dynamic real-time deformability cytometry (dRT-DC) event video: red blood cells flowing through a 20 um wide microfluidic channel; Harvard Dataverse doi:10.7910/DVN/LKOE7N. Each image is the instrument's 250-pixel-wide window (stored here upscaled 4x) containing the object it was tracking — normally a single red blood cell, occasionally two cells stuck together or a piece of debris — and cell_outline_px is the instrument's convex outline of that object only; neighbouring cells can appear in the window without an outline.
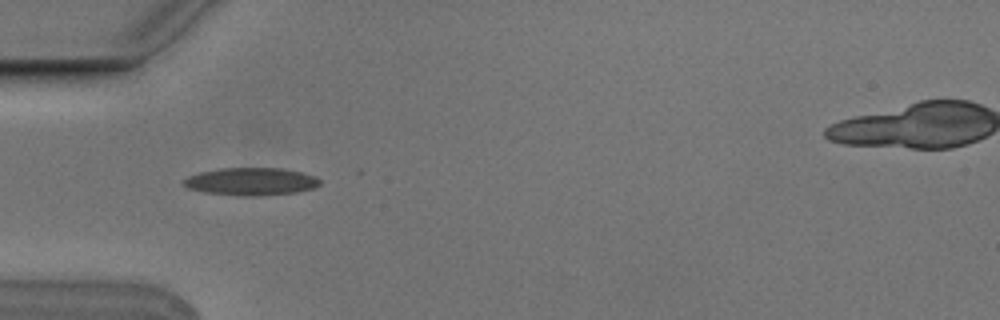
{"species": "Egyptian fruit bat (a non-hibernating species)", "species_latin": "Rousettus aegyptiacus", "temperature_condition": "cold", "stored_images_in_passage": 3, "camera_frame_rate_fps": 3000, "um_per_image_px": 0.085, "animal": {"sex": "male"}, "frame": {"image": 1, "passage_image": 2, "time_ms": 0.333, "image_size_px": [1000, 320], "cell_outline_px": [[320, 184], [312, 188], [296, 192], [260, 196], [244, 196], [204, 192], [188, 188], [180, 184], [188, 176], [200, 172], [220, 168], [280, 168], [304, 172], [316, 176], [320, 180]], "centroid_in_image_um": [21.34, 15.42], "position_along_channel_um": 63.7, "area_um2": 22.02}}